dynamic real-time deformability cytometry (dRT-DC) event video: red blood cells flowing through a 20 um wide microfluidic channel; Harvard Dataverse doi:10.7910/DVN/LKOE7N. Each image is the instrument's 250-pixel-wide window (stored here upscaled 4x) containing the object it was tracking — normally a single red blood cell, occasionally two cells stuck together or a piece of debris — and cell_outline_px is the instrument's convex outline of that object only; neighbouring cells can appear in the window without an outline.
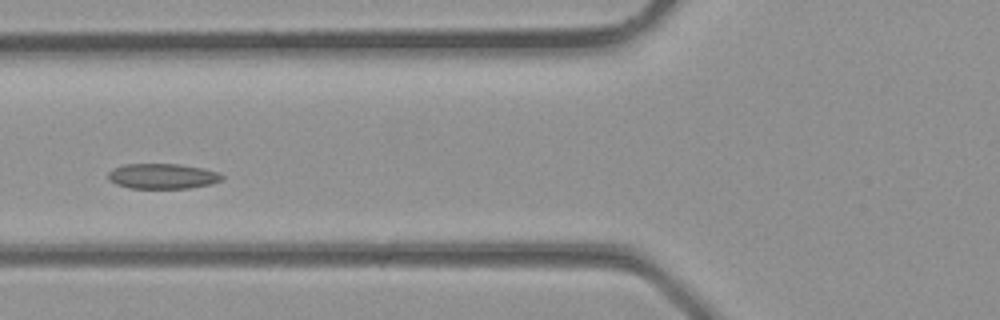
{"species": "common noctule bat (a hibernating species)", "species_latin": "Nyctalus noctula", "temperature_condition": "room temperature", "stored_images_in_passage": 4, "camera_frame_rate_fps": 3000, "um_per_image_px": 0.085, "animal": {"sex": "male", "body_mass_g": 23.1, "forearm_length_mm": 52.7}, "frame": {"image": 1, "passage_image": 4, "time_ms": 1.0, "image_size_px": [1000, 320], "cell_outline_px": [[224, 180], [212, 184], [188, 188], [128, 188], [116, 184], [108, 180], [108, 172], [112, 168], [124, 164], [180, 164], [204, 168], [216, 172], [224, 176]], "centroid_in_image_um": [13.81, 14.97], "position_along_channel_um": 112.0, "area_um2": 16.94}}